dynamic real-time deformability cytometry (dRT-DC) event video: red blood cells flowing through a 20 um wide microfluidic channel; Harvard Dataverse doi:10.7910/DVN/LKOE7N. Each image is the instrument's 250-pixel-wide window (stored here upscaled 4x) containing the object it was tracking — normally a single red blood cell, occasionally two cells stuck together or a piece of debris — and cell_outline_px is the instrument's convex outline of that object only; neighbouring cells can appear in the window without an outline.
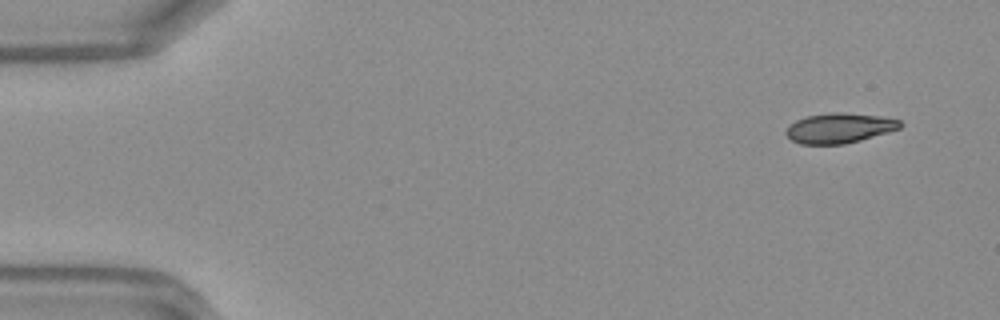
{"species": "Egyptian fruit bat (a non-hibernating species)", "species_latin": "Rousettus aegyptiacus", "temperature_condition": "warm", "stored_images_in_passage": 46, "camera_frame_rate_fps": 3000, "um_per_image_px": 0.085, "frame": {"image": 1, "passage_image": 1, "time_ms": 0.0, "image_size_px": [1000, 320], "cell_outline_px": [[904, 124], [900, 128], [888, 132], [860, 140], [844, 144], [800, 144], [792, 140], [784, 132], [796, 120], [808, 116], [832, 112], [844, 112], [880, 116], [900, 120]], "centroid_in_image_um": [71.37, 10.88], "position_along_channel_um": 13.6, "area_um2": 19.83}}
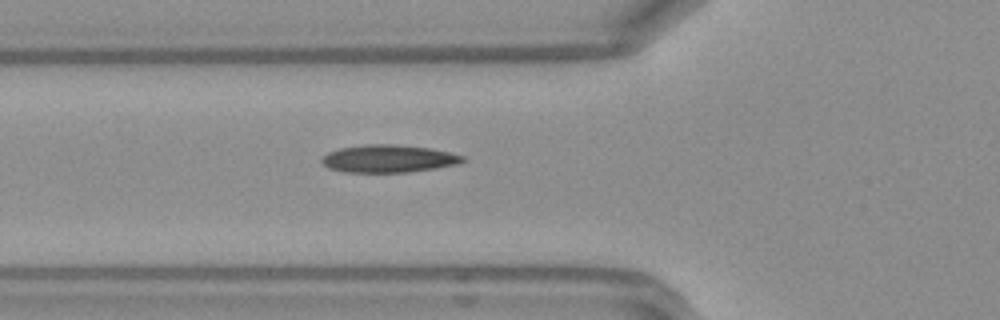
{"frame": {"image": 2, "passage_image": 15, "time_ms": 4.667, "image_size_px": [1000, 320], "cell_outline_px": [[468, 160], [456, 164], [436, 168], [408, 172], [344, 172], [328, 168], [320, 160], [328, 152], [340, 148], [368, 144], [392, 144], [432, 148], [464, 156]], "centroid_in_image_um": [33.03, 13.48], "position_along_channel_um": 92.8, "area_um2": 22.66}}
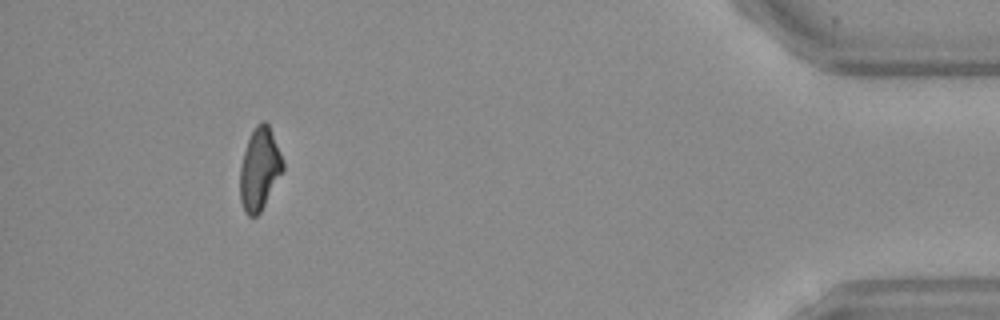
{"frame": {"image": 3, "passage_image": 42, "time_ms": 13.667, "image_size_px": [1000, 320], "cell_outline_px": [[284, 168], [260, 212], [256, 216], [248, 216], [244, 212], [240, 200], [240, 168], [244, 152], [248, 140], [256, 124], [264, 120], [268, 124], [284, 160]], "centroid_in_image_um": [22.05, 14.37], "position_along_channel_um": 413.1, "area_um2": 20.29}, "authors_computed_cell_mechanics": {"area_um2": 21.2126, "velocity_mm_per_s": 4.2359, "shape_relaxation_time_tau1_ms": null, "shape_relaxation_time_tau2_ms": 3.8896, "deformation_change_tau1": null, "deformation_change_tau2": 0.1184}}